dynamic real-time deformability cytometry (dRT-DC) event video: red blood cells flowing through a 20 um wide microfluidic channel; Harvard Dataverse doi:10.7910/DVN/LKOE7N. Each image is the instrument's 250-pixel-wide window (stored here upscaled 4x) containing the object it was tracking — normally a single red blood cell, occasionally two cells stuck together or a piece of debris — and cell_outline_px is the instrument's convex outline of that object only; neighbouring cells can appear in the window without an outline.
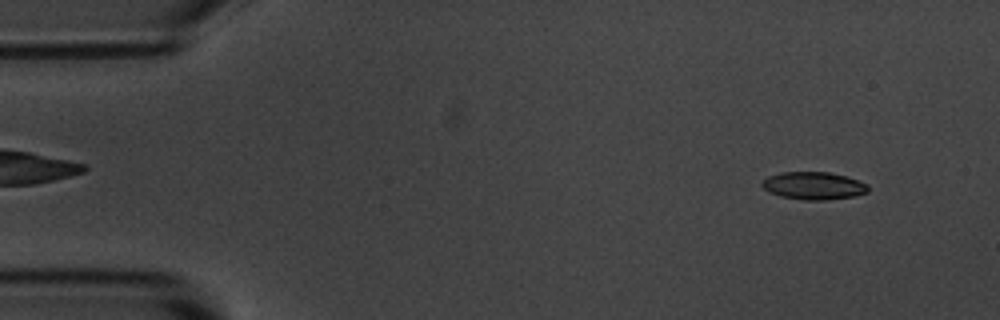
{"species": "common noctule bat (a hibernating species)", "species_latin": "Nyctalus noctula", "temperature_condition": "room temperature", "stored_images_in_passage": 4, "camera_frame_rate_fps": 3000, "um_per_image_px": 0.085, "animal": {"sex": "male", "body_mass_g": 20.1, "forearm_length_mm": 53.5}, "frame": {"image": 1, "passage_image": 1, "time_ms": 0.0, "image_size_px": [1000, 320], "cell_outline_px": [[868, 192], [852, 196], [828, 200], [804, 200], [780, 196], [768, 192], [760, 184], [768, 176], [780, 172], [828, 172], [848, 176], [868, 184]], "centroid_in_image_um": [69.15, 15.78], "position_along_channel_um": 15.8, "area_um2": 17.17}}
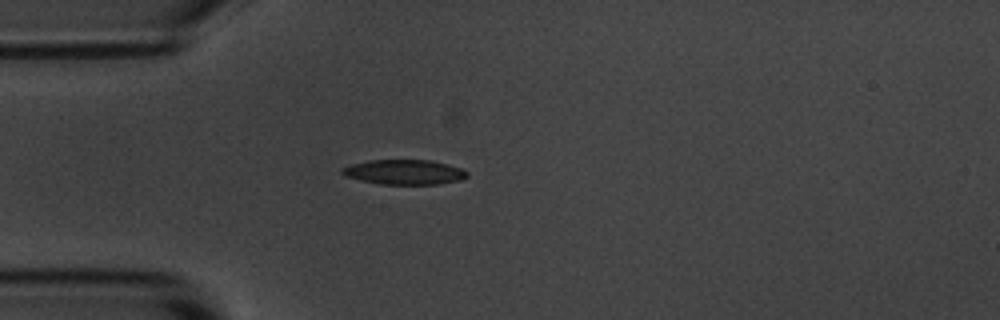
{"frame": {"image": 2, "passage_image": 4, "time_ms": 3.333, "image_size_px": [1000, 320], "cell_outline_px": [[468, 176], [460, 180], [436, 184], [380, 184], [360, 180], [344, 176], [340, 172], [340, 168], [352, 164], [368, 160], [432, 160], [460, 168], [468, 172]], "centroid_in_image_um": [34.32, 14.62], "position_along_channel_um": 50.7, "area_um2": 18.09}}